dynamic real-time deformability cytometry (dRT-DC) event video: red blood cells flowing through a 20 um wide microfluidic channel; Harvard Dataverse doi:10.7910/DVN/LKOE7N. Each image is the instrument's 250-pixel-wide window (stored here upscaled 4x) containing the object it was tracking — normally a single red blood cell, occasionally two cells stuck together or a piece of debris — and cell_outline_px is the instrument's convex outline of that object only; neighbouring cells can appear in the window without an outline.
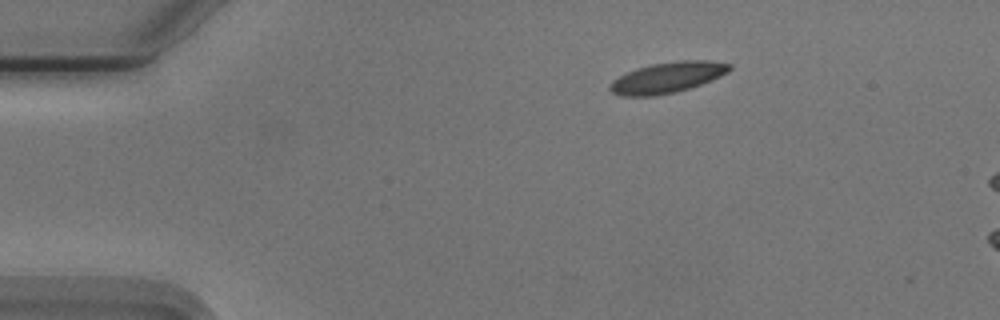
{"species": "Egyptian fruit bat (a non-hibernating species)", "species_latin": "Rousettus aegyptiacus", "temperature_condition": "cold", "stored_images_in_passage": 7, "camera_frame_rate_fps": 3000, "um_per_image_px": 0.085, "animal": {"sex": "male"}, "frame": {"image": 1, "passage_image": 1, "time_ms": 0.0, "image_size_px": [1000, 320], "cell_outline_px": [[732, 68], [728, 72], [712, 80], [676, 92], [656, 96], [620, 96], [612, 92], [608, 88], [608, 84], [612, 80], [636, 68], [652, 64], [680, 60], [708, 60], [732, 64]], "centroid_in_image_um": [56.72, 6.59], "position_along_channel_um": 28.3, "area_um2": 21.5}}